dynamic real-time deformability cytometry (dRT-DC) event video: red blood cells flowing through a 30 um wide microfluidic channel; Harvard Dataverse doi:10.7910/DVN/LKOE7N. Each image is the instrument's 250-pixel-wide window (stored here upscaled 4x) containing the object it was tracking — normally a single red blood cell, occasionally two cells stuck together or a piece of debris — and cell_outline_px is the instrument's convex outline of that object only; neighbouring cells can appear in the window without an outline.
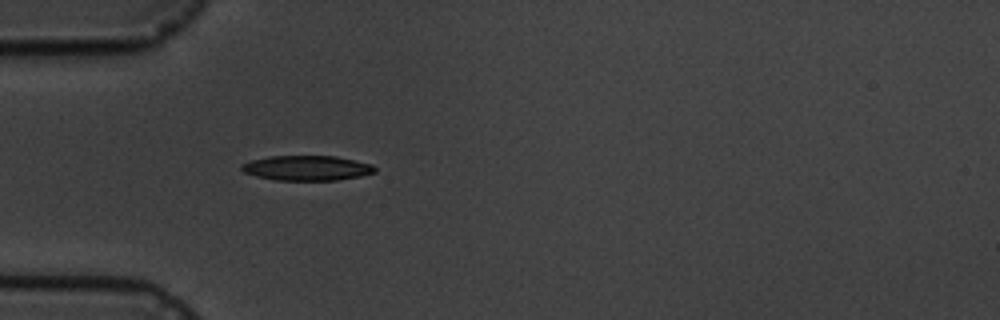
{"species": "common noctule bat (a hibernating species)", "species_latin": "Nyctalus noctula", "temperature_condition": "cold", "stored_images_in_passage": 4, "camera_frame_rate_fps": 3000, "um_per_image_px": 0.085, "animal": {"sex": "male", "body_mass_g": 19.5, "forearm_length_mm": 54.6}, "frame": {"image": 1, "passage_image": 4, "time_ms": 4.333, "image_size_px": [1000, 320], "cell_outline_px": [[376, 172], [360, 176], [336, 180], [276, 180], [256, 176], [244, 172], [240, 168], [240, 164], [252, 160], [268, 156], [336, 156], [372, 164], [376, 168]], "centroid_in_image_um": [26.08, 14.28], "position_along_channel_um": 58.9, "area_um2": 19.36}}